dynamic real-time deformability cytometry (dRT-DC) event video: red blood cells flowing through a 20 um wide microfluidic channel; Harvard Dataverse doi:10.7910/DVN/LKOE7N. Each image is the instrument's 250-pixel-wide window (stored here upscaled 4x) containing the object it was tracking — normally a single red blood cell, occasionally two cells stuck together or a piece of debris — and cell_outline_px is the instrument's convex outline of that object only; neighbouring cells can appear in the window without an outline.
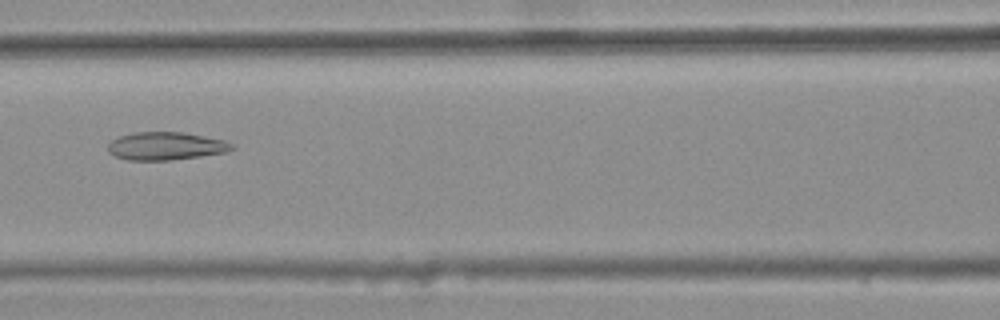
{"species": "common noctule bat (a hibernating species)", "species_latin": "Nyctalus noctula", "temperature_condition": "warm", "stored_images_in_passage": 6, "camera_frame_rate_fps": 3000, "um_per_image_px": 0.085, "animal": {"sex": "female", "body_mass_g": 25.1}, "frame": {"image": 1, "passage_image": 6, "time_ms": 1.667, "image_size_px": [1000, 320], "cell_outline_px": [[236, 148], [228, 152], [172, 160], [128, 160], [112, 156], [108, 152], [108, 144], [112, 140], [120, 136], [132, 132], [184, 132], [224, 140], [232, 144]], "centroid_in_image_um": [14.08, 12.42], "position_along_channel_um": 152.5, "area_um2": 20.35}}